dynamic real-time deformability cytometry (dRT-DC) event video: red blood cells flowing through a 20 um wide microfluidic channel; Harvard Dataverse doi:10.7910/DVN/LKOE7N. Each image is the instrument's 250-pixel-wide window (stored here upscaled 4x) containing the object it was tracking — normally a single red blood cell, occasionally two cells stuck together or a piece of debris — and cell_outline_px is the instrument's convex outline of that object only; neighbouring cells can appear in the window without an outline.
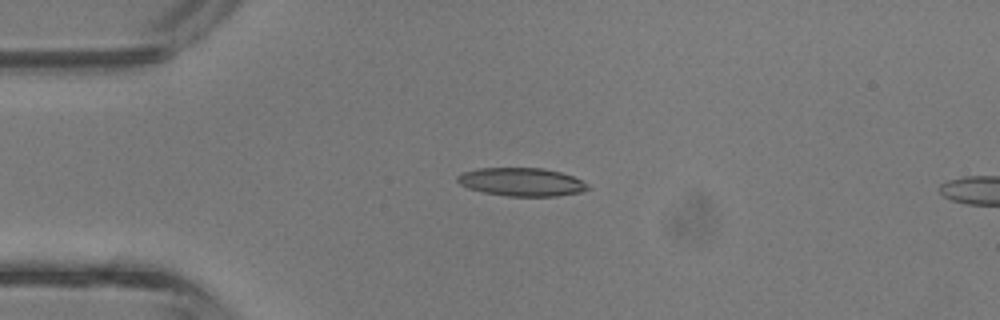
{"species": "common noctule bat (a hibernating species)", "species_latin": "Nyctalus noctula", "temperature_condition": "room temperature", "stored_images_in_passage": 3, "camera_frame_rate_fps": 3000, "um_per_image_px": 0.085, "animal": {"sex": "male", "body_mass_g": 13.3}, "frame": {"image": 1, "passage_image": 2, "time_ms": 0.333, "image_size_px": [1000, 320], "cell_outline_px": [[592, 188], [580, 192], [556, 196], [508, 196], [484, 192], [468, 188], [460, 184], [456, 180], [456, 176], [464, 172], [476, 168], [544, 168], [560, 172], [572, 176], [588, 184]], "centroid_in_image_um": [44.33, 15.46], "position_along_channel_um": 40.7, "area_um2": 21.44}}